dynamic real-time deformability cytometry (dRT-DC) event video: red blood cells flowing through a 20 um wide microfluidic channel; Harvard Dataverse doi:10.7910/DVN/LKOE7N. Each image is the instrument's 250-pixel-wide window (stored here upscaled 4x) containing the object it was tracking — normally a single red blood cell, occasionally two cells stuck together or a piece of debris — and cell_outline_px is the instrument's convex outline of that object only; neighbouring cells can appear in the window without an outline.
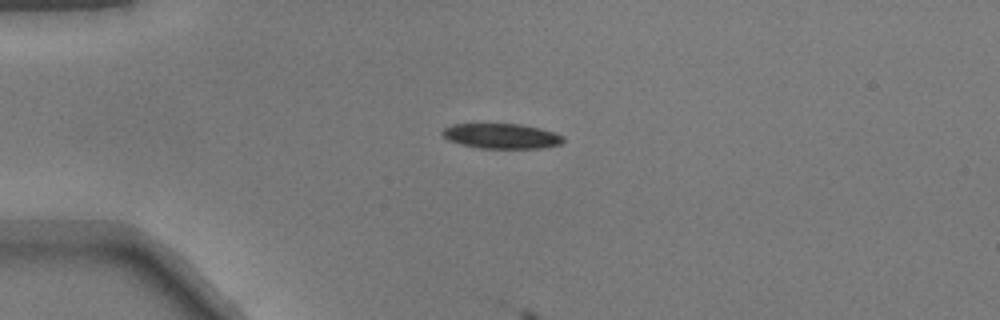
{"species": "common noctule bat (a hibernating species)", "species_latin": "Nyctalus noctula", "temperature_condition": "warm", "stored_images_in_passage": 3, "camera_frame_rate_fps": 3000, "um_per_image_px": 0.085, "animal": {"sex": "male", "body_mass_g": 17.9}, "frame": {"image": 1, "passage_image": 1, "time_ms": 0.0, "image_size_px": [1000, 320], "cell_outline_px": [[564, 140], [560, 144], [540, 148], [480, 148], [448, 140], [440, 132], [444, 128], [452, 124], [520, 124], [540, 128], [564, 136]], "centroid_in_image_um": [42.63, 11.56], "position_along_channel_um": 42.4, "area_um2": 17.46}}